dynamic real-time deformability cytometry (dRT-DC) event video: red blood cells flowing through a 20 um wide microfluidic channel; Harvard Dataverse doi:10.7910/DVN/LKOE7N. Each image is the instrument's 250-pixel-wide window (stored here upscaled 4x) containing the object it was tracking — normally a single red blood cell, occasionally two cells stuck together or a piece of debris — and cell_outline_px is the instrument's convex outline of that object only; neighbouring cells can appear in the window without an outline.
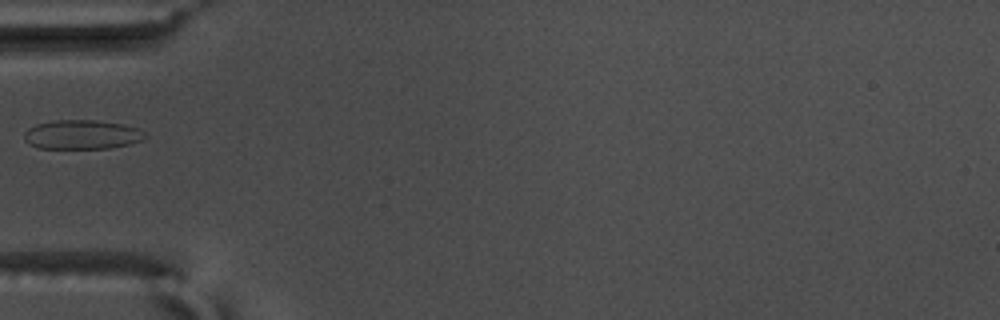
{"species": "common noctule bat (a hibernating species)", "species_latin": "Nyctalus noctula", "temperature_condition": "warm", "stored_images_in_passage": 38, "camera_frame_rate_fps": 3000, "um_per_image_px": 0.085, "animal": {"sex": "male", "body_mass_g": 17.5, "forearm_length_mm": 52.3}, "frame": {"image": 1, "passage_image": 1, "time_ms": 0.0, "image_size_px": [1000, 320], "cell_outline_px": [[148, 136], [144, 140], [128, 144], [108, 148], [40, 148], [28, 144], [24, 140], [24, 132], [28, 128], [36, 124], [56, 120], [96, 120], [124, 124], [136, 128], [144, 132]], "centroid_in_image_um": [6.96, 11.43], "position_along_channel_um": 78.0, "area_um2": 20.63}}
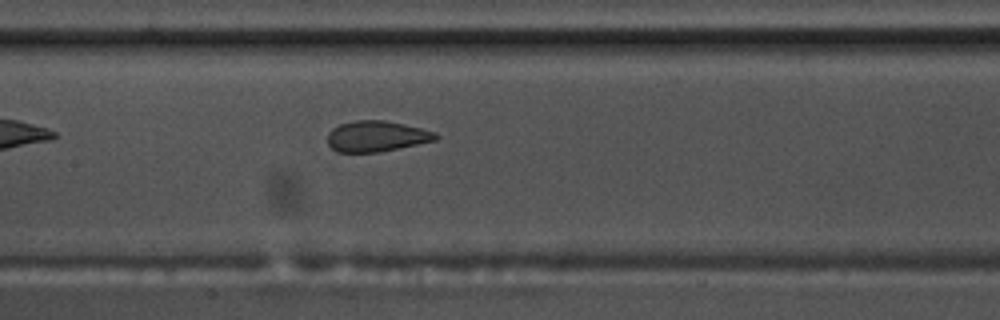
{"frame": {"image": 2, "passage_image": 9, "time_ms": 2.667, "image_size_px": [1000, 320], "cell_outline_px": [[440, 136], [436, 140], [376, 152], [336, 152], [328, 144], [328, 132], [332, 128], [340, 124], [356, 120], [384, 120], [404, 124], [436, 132]], "centroid_in_image_um": [31.98, 11.57], "position_along_channel_um": 175.4, "area_um2": 19.25}}
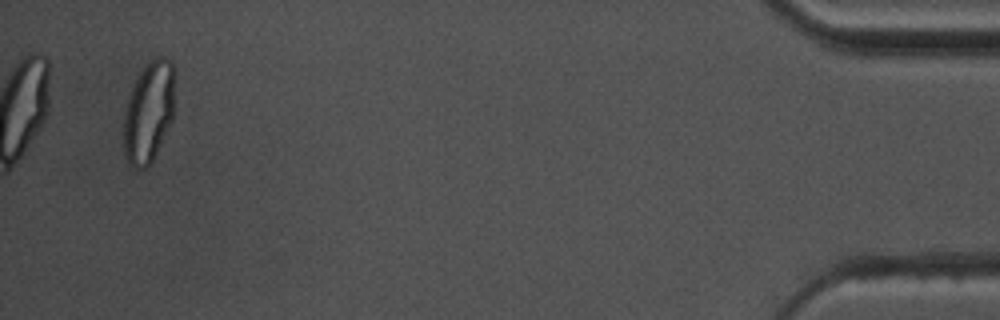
{"frame": {"image": 3, "passage_image": 36, "time_ms": 11.667, "image_size_px": [1000, 320], "cell_outline_px": [[176, 72], [172, 120], [148, 168], [132, 168], [128, 164], [124, 156], [124, 108], [132, 84], [136, 76], [144, 64], [148, 60], [156, 56], [164, 56], [172, 60]], "centroid_in_image_um": [12.64, 9.43], "position_along_channel_um": 422.6, "area_um2": 31.04}}